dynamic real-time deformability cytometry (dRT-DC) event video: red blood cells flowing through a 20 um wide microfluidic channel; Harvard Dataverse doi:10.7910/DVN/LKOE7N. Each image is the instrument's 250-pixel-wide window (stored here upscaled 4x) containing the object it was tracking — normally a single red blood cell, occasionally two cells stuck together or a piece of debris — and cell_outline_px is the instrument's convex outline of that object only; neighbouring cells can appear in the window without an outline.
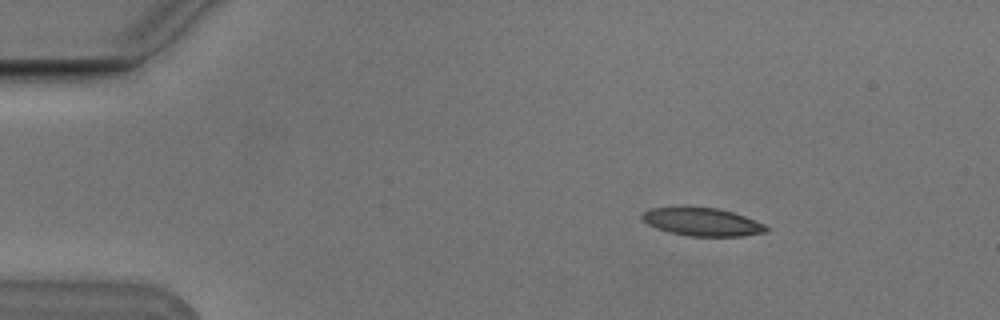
{"species": "Egyptian fruit bat (a non-hibernating species)", "species_latin": "Rousettus aegyptiacus", "temperature_condition": "cold", "stored_images_in_passage": 4, "camera_frame_rate_fps": 3000, "um_per_image_px": 0.085, "animal": {"sex": "male"}, "frame": {"image": 1, "passage_image": 1, "time_ms": 0.0, "image_size_px": [1000, 320], "cell_outline_px": [[768, 232], [744, 236], [688, 236], [668, 232], [656, 228], [648, 224], [640, 216], [644, 212], [652, 208], [716, 208], [732, 212], [744, 216], [764, 224], [768, 228]], "centroid_in_image_um": [59.71, 18.89], "position_along_channel_um": 25.3, "area_um2": 19.94}}